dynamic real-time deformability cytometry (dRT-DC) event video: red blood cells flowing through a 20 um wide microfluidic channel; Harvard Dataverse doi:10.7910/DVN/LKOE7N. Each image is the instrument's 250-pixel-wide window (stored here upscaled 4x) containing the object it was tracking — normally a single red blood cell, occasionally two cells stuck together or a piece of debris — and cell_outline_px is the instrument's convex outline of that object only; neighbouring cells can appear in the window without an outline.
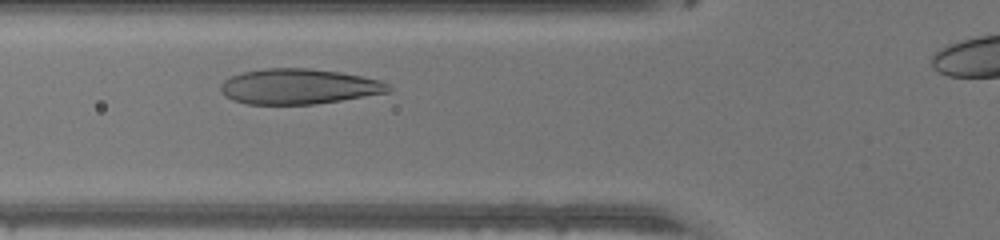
{"species": "human", "species_latin": "Homo sapiens", "temperature_condition": "warm", "stored_images_in_passage": 27, "camera_frame_rate_fps": 3000, "um_per_image_px": 0.085, "donor": {"sex": "male"}, "frame": {"image": 1, "passage_image": 7, "time_ms": 2.0, "image_size_px": [1000, 240], "cell_outline_px": [[392, 88], [388, 92], [340, 100], [312, 104], [248, 104], [232, 100], [220, 88], [220, 84], [224, 80], [240, 72], [264, 68], [308, 68], [340, 72], [380, 80], [388, 84]], "centroid_in_image_um": [25.37, 7.34], "position_along_channel_um": 100.4, "area_um2": 34.28}}
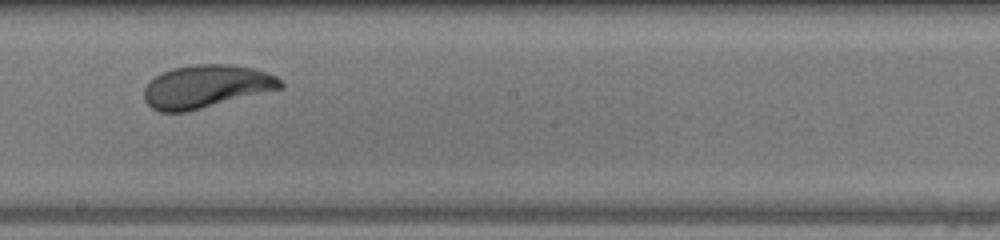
{"frame": {"image": 2, "passage_image": 16, "time_ms": 5.0, "image_size_px": [1000, 240], "cell_outline_px": [[284, 88], [188, 112], [160, 112], [152, 108], [144, 100], [144, 88], [148, 80], [160, 72], [172, 68], [192, 64], [228, 64], [256, 68], [276, 76], [284, 84]], "centroid_in_image_um": [17.51, 7.35], "position_along_channel_um": 230.7, "area_um2": 34.74}}
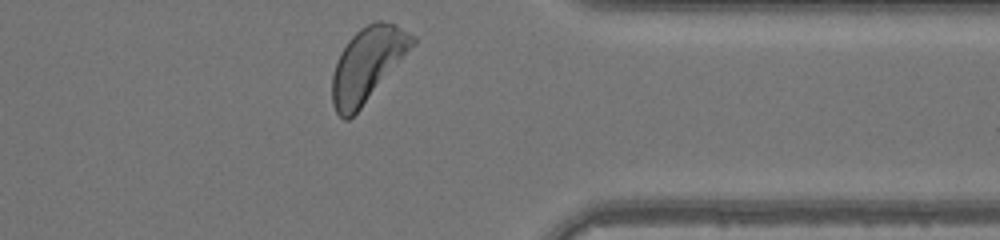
{"frame": {"image": 3, "passage_image": 27, "time_ms": 8.667, "image_size_px": [1000, 240], "cell_outline_px": [[416, 44], [360, 108], [348, 120], [344, 120], [336, 112], [332, 104], [332, 76], [336, 60], [340, 52], [348, 40], [360, 28], [376, 20], [380, 20], [396, 24], [416, 36]], "centroid_in_image_um": [31.24, 5.44], "position_along_channel_um": 380.2, "area_um2": 34.51}}